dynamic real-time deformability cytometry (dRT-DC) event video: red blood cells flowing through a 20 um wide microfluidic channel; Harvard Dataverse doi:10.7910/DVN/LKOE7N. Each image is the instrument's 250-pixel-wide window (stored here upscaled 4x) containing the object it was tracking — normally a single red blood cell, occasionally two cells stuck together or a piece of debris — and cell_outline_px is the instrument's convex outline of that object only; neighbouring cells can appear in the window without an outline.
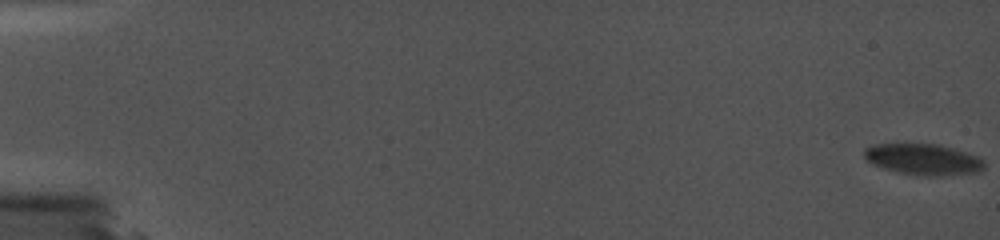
{"species": "common noctule bat (a hibernating species)", "species_latin": "Nyctalus noctula", "temperature_condition": "cold", "stored_images_in_passage": 32, "camera_frame_rate_fps": 5000, "um_per_image_px": 0.085, "animal": {"sex": "female", "body_mass_g": 19.0, "forearm_length_mm": 56.7}, "frame": {"image": 1, "passage_image": 1, "time_ms": 0.0, "image_size_px": [1000, 240], "cell_outline_px": [[984, 168], [980, 172], [940, 176], [924, 176], [900, 172], [884, 168], [872, 164], [864, 156], [864, 148], [876, 144], [940, 144], [956, 148], [976, 156], [984, 160]], "centroid_in_image_um": [78.51, 13.54], "position_along_channel_um": 6.5, "area_um2": 21.79}}
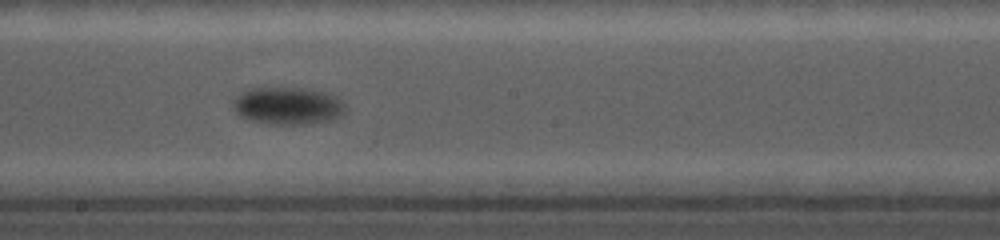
{"frame": {"image": 2, "passage_image": 21, "time_ms": 11.8, "image_size_px": [1000, 240], "cell_outline_px": [[348, 108], [340, 116], [328, 120], [312, 124], [272, 124], [252, 120], [240, 116], [236, 112], [232, 100], [240, 92], [252, 88], [300, 88], [328, 92], [336, 96]], "centroid_in_image_um": [24.48, 8.99], "position_along_channel_um": 223.7, "area_um2": 24.51}}
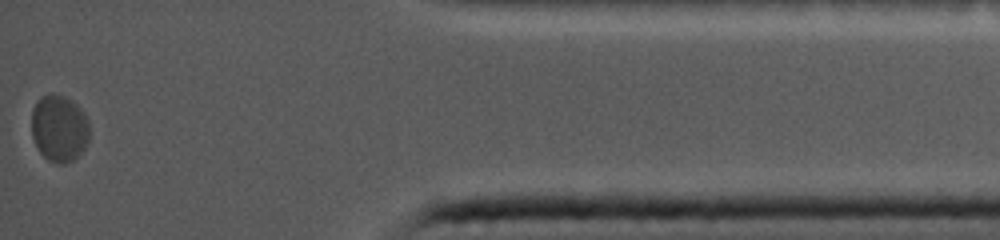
{"frame": {"image": 3, "passage_image": 32, "time_ms": 18.6, "image_size_px": [1000, 240], "cell_outline_px": [[88, 140], [84, 148], [72, 160], [64, 164], [56, 164], [48, 160], [40, 152], [32, 136], [32, 108], [36, 100], [40, 96], [48, 92], [64, 96], [76, 104], [80, 108], [88, 120]], "centroid_in_image_um": [5.0, 10.88], "position_along_channel_um": 430.2, "area_um2": 22.6}, "authors_computed_cell_mechanics": {"area_um2": 22.7443, "velocity_mm_per_s": 3.5099, "shape_relaxation_time_tau1_ms": 1.4173, "shape_relaxation_time_tau2_ms": null, "deformation_change_tau1": 0.0386, "deformation_change_tau2": null}}